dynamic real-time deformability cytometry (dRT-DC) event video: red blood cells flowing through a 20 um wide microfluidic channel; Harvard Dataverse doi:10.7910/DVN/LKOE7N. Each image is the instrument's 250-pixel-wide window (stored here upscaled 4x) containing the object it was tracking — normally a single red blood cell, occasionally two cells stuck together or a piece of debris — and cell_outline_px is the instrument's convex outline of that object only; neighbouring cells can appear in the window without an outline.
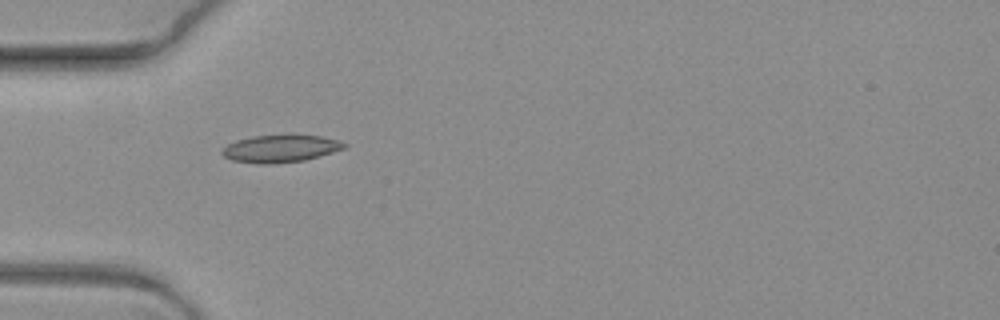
{"species": "common noctule bat (a hibernating species)", "species_latin": "Nyctalus noctula", "temperature_condition": "warm", "stored_images_in_passage": 2, "camera_frame_rate_fps": 3000, "um_per_image_px": 0.085, "animal": {"sex": "female", "body_mass_g": 19.3, "forearm_length_mm": 54.1}, "frame": {"image": 1, "passage_image": 1, "time_ms": 0.0, "image_size_px": [1000, 320], "cell_outline_px": [[348, 144], [344, 148], [332, 152], [304, 160], [272, 164], [260, 164], [232, 160], [224, 156], [220, 152], [228, 144], [236, 140], [252, 136], [292, 132], [320, 136], [340, 140]], "centroid_in_image_um": [23.85, 12.58], "position_along_channel_um": 61.1, "area_um2": 20.11}}
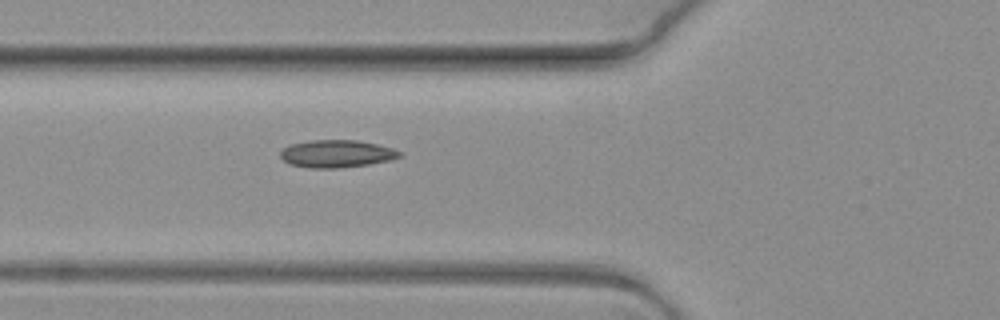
{"frame": {"image": 2, "passage_image": 2, "time_ms": 0.333, "image_size_px": [1000, 320], "cell_outline_px": [[404, 152], [400, 156], [388, 160], [368, 164], [340, 168], [308, 168], [288, 164], [280, 156], [280, 152], [284, 148], [292, 144], [308, 140], [356, 140], [376, 144], [392, 148]], "centroid_in_image_um": [28.59, 13.07], "position_along_channel_um": 97.2, "area_um2": 19.07}}